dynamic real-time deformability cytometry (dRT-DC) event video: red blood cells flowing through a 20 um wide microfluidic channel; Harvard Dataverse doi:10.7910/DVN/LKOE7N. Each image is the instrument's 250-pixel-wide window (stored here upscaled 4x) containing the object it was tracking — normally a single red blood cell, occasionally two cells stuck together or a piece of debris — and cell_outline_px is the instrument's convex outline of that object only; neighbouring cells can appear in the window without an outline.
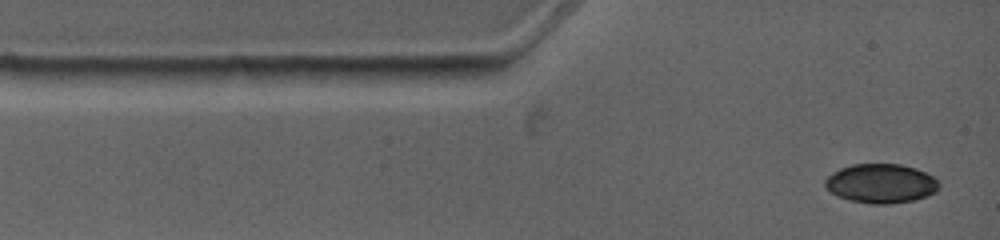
{"species": "common noctule bat (a hibernating species)", "species_latin": "Nyctalus noctula", "temperature_condition": "warm", "stored_images_in_passage": 3, "camera_frame_rate_fps": 4500, "um_per_image_px": 0.085, "animal": {"sex": "female", "body_mass_g": 19.0, "forearm_length_mm": 53.3}, "frame": {"image": 1, "passage_image": 1, "time_ms": 0.0, "image_size_px": [1000, 240], "cell_outline_px": [[940, 184], [936, 192], [912, 200], [888, 204], [872, 204], [848, 200], [832, 192], [824, 184], [824, 180], [832, 172], [840, 168], [852, 164], [900, 164], [916, 168], [932, 176]], "centroid_in_image_um": [74.87, 15.58], "position_along_channel_um": 10.1, "area_um2": 25.84}}
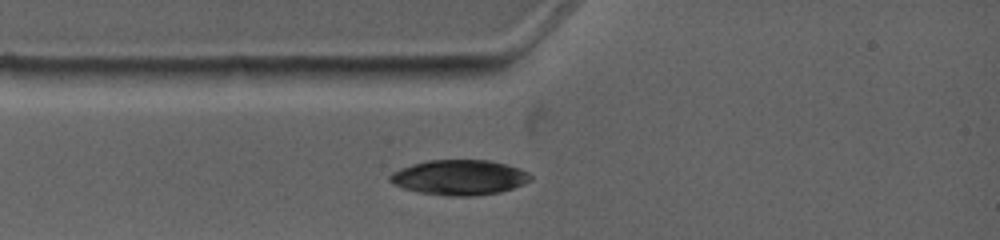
{"frame": {"image": 2, "passage_image": 3, "time_ms": 1.778, "image_size_px": [1000, 240], "cell_outline_px": [[532, 180], [524, 184], [500, 192], [472, 196], [448, 196], [416, 192], [404, 188], [388, 180], [388, 176], [392, 172], [400, 168], [412, 164], [428, 160], [488, 160], [520, 168], [528, 172], [532, 176]], "centroid_in_image_um": [39.05, 15.08], "position_along_channel_um": 46.0, "area_um2": 28.84}}